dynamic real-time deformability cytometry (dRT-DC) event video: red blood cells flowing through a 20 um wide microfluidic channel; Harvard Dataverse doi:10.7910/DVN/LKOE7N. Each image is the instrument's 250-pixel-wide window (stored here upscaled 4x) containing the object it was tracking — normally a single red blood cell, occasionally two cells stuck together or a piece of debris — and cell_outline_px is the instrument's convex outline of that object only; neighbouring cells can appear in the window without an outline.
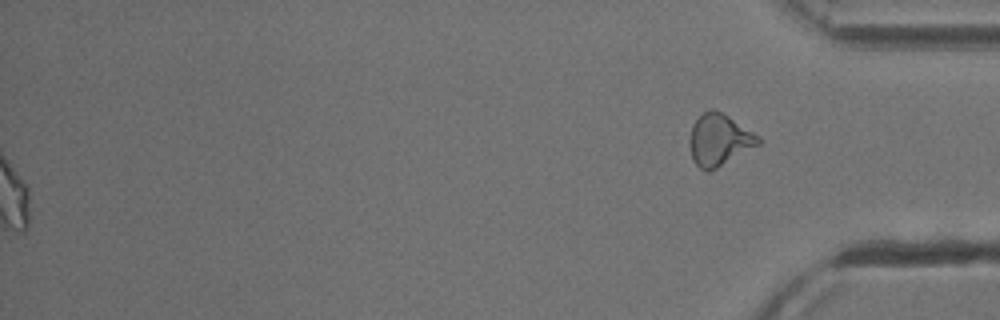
{"species": "common noctule bat (a hibernating species)", "species_latin": "Nyctalus noctula", "temperature_condition": "cold", "stored_images_in_passage": 51, "segment_of_instrument_passage": [2, 2], "camera_frame_rate_fps": 3000, "um_per_image_px": 0.085, "animal": {"sex": "male", "body_mass_g": 13.3}, "frame": {"image": 1, "passage_image": 51, "time_ms": 16.667, "image_size_px": [1000, 320], "cell_outline_px": [[760, 144], [716, 168], [708, 172], [700, 168], [692, 160], [688, 140], [692, 124], [708, 108], [712, 108], [728, 116], [760, 136]], "centroid_in_image_um": [61.1, 11.89], "position_along_channel_um": 374.1, "area_um2": 20.63}}